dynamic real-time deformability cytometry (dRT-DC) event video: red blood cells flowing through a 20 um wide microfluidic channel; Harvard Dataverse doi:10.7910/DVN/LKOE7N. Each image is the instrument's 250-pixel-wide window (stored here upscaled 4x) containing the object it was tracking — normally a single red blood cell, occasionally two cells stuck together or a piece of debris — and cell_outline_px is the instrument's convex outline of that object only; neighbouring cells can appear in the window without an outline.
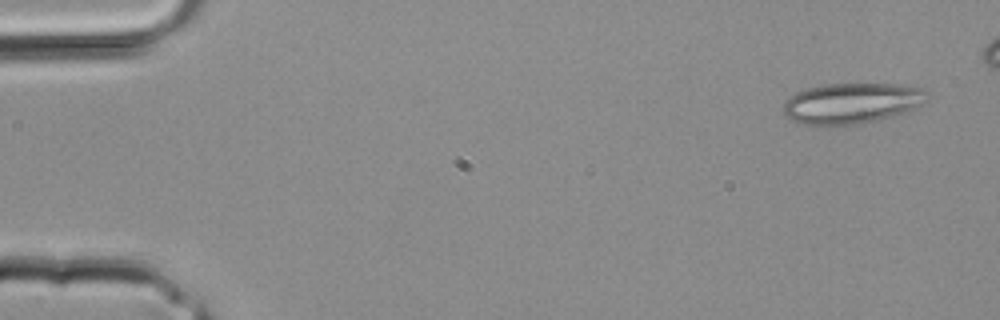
{"species": "common noctule bat (a hibernating species)", "species_latin": "Nyctalus noctula", "temperature_condition": "room temperature", "stored_images_in_passage": 31, "camera_frame_rate_fps": 3000, "um_per_image_px": 0.085, "animal": {"sex": "male", "body_mass_g": 20.4}, "frame": {"image": 1, "passage_image": 1, "time_ms": 0.0, "image_size_px": [1000, 320], "cell_outline_px": [[928, 92], [924, 100], [920, 104], [904, 112], [856, 124], [800, 124], [792, 120], [784, 112], [784, 100], [796, 92], [808, 88], [828, 84], [900, 84], [920, 88]], "centroid_in_image_um": [72.35, 8.75], "position_along_channel_um": 12.7, "area_um2": 33.18}}
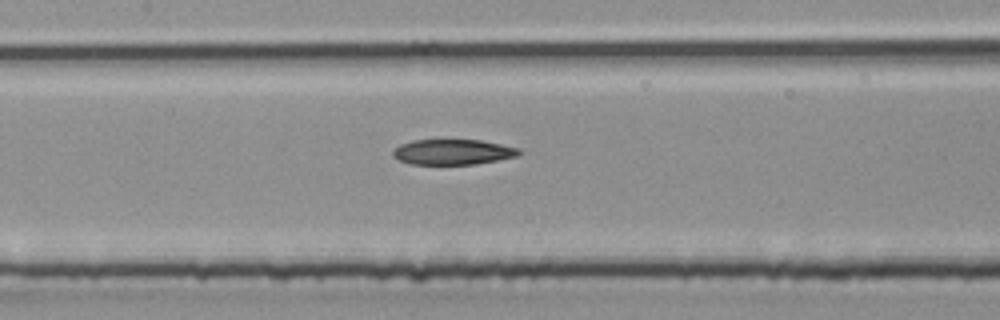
{"frame": {"image": 2, "passage_image": 15, "time_ms": 4.667, "image_size_px": [1000, 320], "cell_outline_px": [[524, 152], [516, 156], [500, 160], [476, 164], [412, 164], [400, 160], [392, 156], [392, 152], [400, 144], [412, 140], [480, 140], [520, 148]], "centroid_in_image_um": [38.53, 12.92], "position_along_channel_um": 168.9, "area_um2": 18.67}}
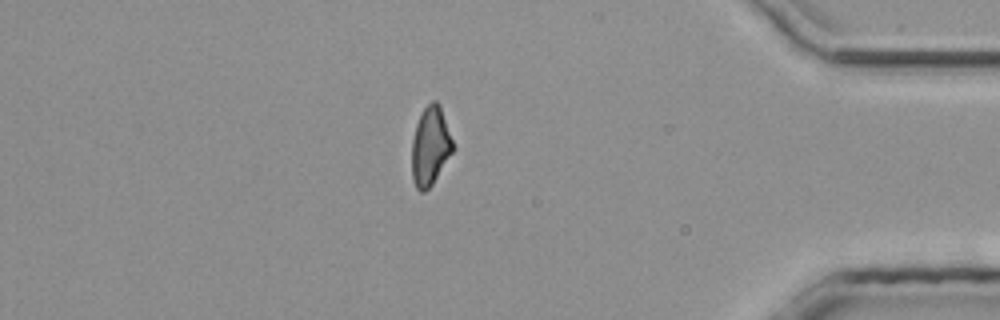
{"frame": {"image": 3, "passage_image": 28, "time_ms": 9.0, "image_size_px": [1000, 320], "cell_outline_px": [[456, 148], [432, 184], [424, 192], [420, 192], [416, 188], [412, 176], [412, 140], [416, 124], [420, 112], [432, 100], [436, 100], [440, 104]], "centroid_in_image_um": [36.59, 12.4], "position_along_channel_um": 398.6, "area_um2": 19.13}}